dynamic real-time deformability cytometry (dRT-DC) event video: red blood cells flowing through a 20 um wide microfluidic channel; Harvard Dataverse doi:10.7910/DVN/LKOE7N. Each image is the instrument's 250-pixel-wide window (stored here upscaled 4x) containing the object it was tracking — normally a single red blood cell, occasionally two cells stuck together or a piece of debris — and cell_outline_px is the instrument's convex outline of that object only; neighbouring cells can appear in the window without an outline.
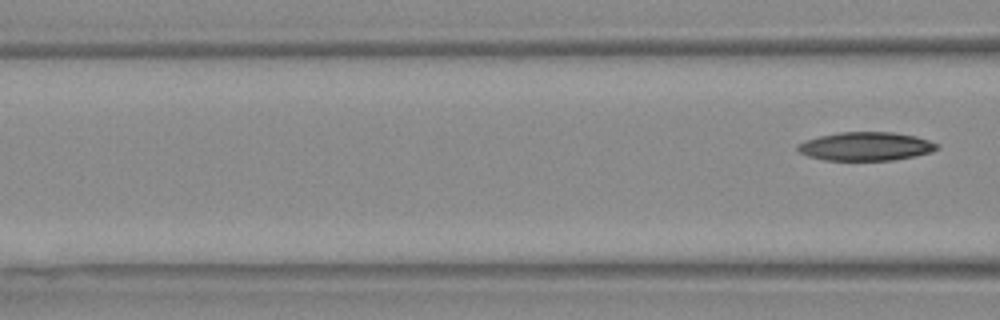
{"species": "Egyptian fruit bat (a non-hibernating species)", "species_latin": "Rousettus aegyptiacus", "temperature_condition": "warm", "stored_images_in_passage": 7, "segment_of_instrument_passage": [2, 2], "camera_frame_rate_fps": 3000, "um_per_image_px": 0.085, "animal": {"sex": "female"}, "frame": {"image": 1, "passage_image": 7, "time_ms": 2.0, "image_size_px": [1000, 320], "cell_outline_px": [[940, 148], [932, 152], [892, 160], [824, 160], [808, 156], [800, 152], [796, 148], [796, 144], [804, 140], [820, 136], [840, 132], [892, 132], [916, 136], [940, 144]], "centroid_in_image_um": [73.59, 12.43], "position_along_channel_um": 93.0, "area_um2": 23.24}}